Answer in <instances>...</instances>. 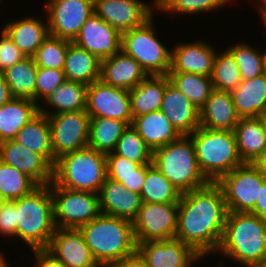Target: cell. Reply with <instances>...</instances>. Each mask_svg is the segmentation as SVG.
Masks as SVG:
<instances>
[{"mask_svg": "<svg viewBox=\"0 0 266 267\" xmlns=\"http://www.w3.org/2000/svg\"><path fill=\"white\" fill-rule=\"evenodd\" d=\"M228 210L217 183L181 194L175 238L205 257L220 246ZM212 251V252H211Z\"/></svg>", "mask_w": 266, "mask_h": 267, "instance_id": "cell-1", "label": "cell"}, {"mask_svg": "<svg viewBox=\"0 0 266 267\" xmlns=\"http://www.w3.org/2000/svg\"><path fill=\"white\" fill-rule=\"evenodd\" d=\"M100 267L115 266L137 251L132 221L100 213L78 228Z\"/></svg>", "mask_w": 266, "mask_h": 267, "instance_id": "cell-2", "label": "cell"}, {"mask_svg": "<svg viewBox=\"0 0 266 267\" xmlns=\"http://www.w3.org/2000/svg\"><path fill=\"white\" fill-rule=\"evenodd\" d=\"M217 251L252 267L266 257V220L250 212H228Z\"/></svg>", "mask_w": 266, "mask_h": 267, "instance_id": "cell-3", "label": "cell"}, {"mask_svg": "<svg viewBox=\"0 0 266 267\" xmlns=\"http://www.w3.org/2000/svg\"><path fill=\"white\" fill-rule=\"evenodd\" d=\"M16 203V237L32 250L47 249L55 233L53 199L50 184L39 185Z\"/></svg>", "mask_w": 266, "mask_h": 267, "instance_id": "cell-4", "label": "cell"}, {"mask_svg": "<svg viewBox=\"0 0 266 267\" xmlns=\"http://www.w3.org/2000/svg\"><path fill=\"white\" fill-rule=\"evenodd\" d=\"M189 136L195 148L198 167L208 182L217 183L243 164L237 151L234 131L200 126Z\"/></svg>", "mask_w": 266, "mask_h": 267, "instance_id": "cell-5", "label": "cell"}, {"mask_svg": "<svg viewBox=\"0 0 266 267\" xmlns=\"http://www.w3.org/2000/svg\"><path fill=\"white\" fill-rule=\"evenodd\" d=\"M106 178V154L89 146L60 156L53 167V182L71 190L98 194Z\"/></svg>", "mask_w": 266, "mask_h": 267, "instance_id": "cell-6", "label": "cell"}, {"mask_svg": "<svg viewBox=\"0 0 266 267\" xmlns=\"http://www.w3.org/2000/svg\"><path fill=\"white\" fill-rule=\"evenodd\" d=\"M154 165L182 194L199 189L209 182L201 173L195 148L189 135H181L152 152Z\"/></svg>", "mask_w": 266, "mask_h": 267, "instance_id": "cell-7", "label": "cell"}, {"mask_svg": "<svg viewBox=\"0 0 266 267\" xmlns=\"http://www.w3.org/2000/svg\"><path fill=\"white\" fill-rule=\"evenodd\" d=\"M152 20L121 33V50L135 59L147 75H167L172 52L155 37Z\"/></svg>", "mask_w": 266, "mask_h": 267, "instance_id": "cell-8", "label": "cell"}, {"mask_svg": "<svg viewBox=\"0 0 266 267\" xmlns=\"http://www.w3.org/2000/svg\"><path fill=\"white\" fill-rule=\"evenodd\" d=\"M56 228H75L89 223L101 212L95 192L77 191L50 183Z\"/></svg>", "mask_w": 266, "mask_h": 267, "instance_id": "cell-9", "label": "cell"}, {"mask_svg": "<svg viewBox=\"0 0 266 267\" xmlns=\"http://www.w3.org/2000/svg\"><path fill=\"white\" fill-rule=\"evenodd\" d=\"M264 180L251 163H243L223 176L217 184L223 191L228 212H251Z\"/></svg>", "mask_w": 266, "mask_h": 267, "instance_id": "cell-10", "label": "cell"}, {"mask_svg": "<svg viewBox=\"0 0 266 267\" xmlns=\"http://www.w3.org/2000/svg\"><path fill=\"white\" fill-rule=\"evenodd\" d=\"M178 221V202H142L132 221L136 243L163 241L175 238Z\"/></svg>", "mask_w": 266, "mask_h": 267, "instance_id": "cell-11", "label": "cell"}, {"mask_svg": "<svg viewBox=\"0 0 266 267\" xmlns=\"http://www.w3.org/2000/svg\"><path fill=\"white\" fill-rule=\"evenodd\" d=\"M51 130V146L56 159L88 146L90 115L86 110L47 115Z\"/></svg>", "mask_w": 266, "mask_h": 267, "instance_id": "cell-12", "label": "cell"}, {"mask_svg": "<svg viewBox=\"0 0 266 267\" xmlns=\"http://www.w3.org/2000/svg\"><path fill=\"white\" fill-rule=\"evenodd\" d=\"M45 8L50 36L73 42L94 13V0H50Z\"/></svg>", "mask_w": 266, "mask_h": 267, "instance_id": "cell-13", "label": "cell"}, {"mask_svg": "<svg viewBox=\"0 0 266 267\" xmlns=\"http://www.w3.org/2000/svg\"><path fill=\"white\" fill-rule=\"evenodd\" d=\"M86 112L90 117L117 119L131 125L130 92L95 81L87 87Z\"/></svg>", "mask_w": 266, "mask_h": 267, "instance_id": "cell-14", "label": "cell"}, {"mask_svg": "<svg viewBox=\"0 0 266 267\" xmlns=\"http://www.w3.org/2000/svg\"><path fill=\"white\" fill-rule=\"evenodd\" d=\"M153 8L140 0H94V12L120 33L142 26Z\"/></svg>", "mask_w": 266, "mask_h": 267, "instance_id": "cell-15", "label": "cell"}, {"mask_svg": "<svg viewBox=\"0 0 266 267\" xmlns=\"http://www.w3.org/2000/svg\"><path fill=\"white\" fill-rule=\"evenodd\" d=\"M73 42L102 61L121 50V33L94 12Z\"/></svg>", "mask_w": 266, "mask_h": 267, "instance_id": "cell-16", "label": "cell"}, {"mask_svg": "<svg viewBox=\"0 0 266 267\" xmlns=\"http://www.w3.org/2000/svg\"><path fill=\"white\" fill-rule=\"evenodd\" d=\"M0 161L23 172L38 185H48L53 181V166L42 155L14 139L0 142Z\"/></svg>", "mask_w": 266, "mask_h": 267, "instance_id": "cell-17", "label": "cell"}, {"mask_svg": "<svg viewBox=\"0 0 266 267\" xmlns=\"http://www.w3.org/2000/svg\"><path fill=\"white\" fill-rule=\"evenodd\" d=\"M137 251L149 267H191V264L203 259L189 245L176 238L138 243Z\"/></svg>", "mask_w": 266, "mask_h": 267, "instance_id": "cell-18", "label": "cell"}, {"mask_svg": "<svg viewBox=\"0 0 266 267\" xmlns=\"http://www.w3.org/2000/svg\"><path fill=\"white\" fill-rule=\"evenodd\" d=\"M47 250L66 267H100L79 229L56 228Z\"/></svg>", "mask_w": 266, "mask_h": 267, "instance_id": "cell-19", "label": "cell"}, {"mask_svg": "<svg viewBox=\"0 0 266 267\" xmlns=\"http://www.w3.org/2000/svg\"><path fill=\"white\" fill-rule=\"evenodd\" d=\"M160 111L181 135H190L200 127V110L169 82L167 75Z\"/></svg>", "mask_w": 266, "mask_h": 267, "instance_id": "cell-20", "label": "cell"}, {"mask_svg": "<svg viewBox=\"0 0 266 267\" xmlns=\"http://www.w3.org/2000/svg\"><path fill=\"white\" fill-rule=\"evenodd\" d=\"M102 214L133 221L141 207L140 194L126 190L120 182L106 178L98 193Z\"/></svg>", "mask_w": 266, "mask_h": 267, "instance_id": "cell-21", "label": "cell"}, {"mask_svg": "<svg viewBox=\"0 0 266 267\" xmlns=\"http://www.w3.org/2000/svg\"><path fill=\"white\" fill-rule=\"evenodd\" d=\"M175 48V49H174ZM173 48L169 72H186L211 77L216 52L204 41L180 43Z\"/></svg>", "mask_w": 266, "mask_h": 267, "instance_id": "cell-22", "label": "cell"}, {"mask_svg": "<svg viewBox=\"0 0 266 267\" xmlns=\"http://www.w3.org/2000/svg\"><path fill=\"white\" fill-rule=\"evenodd\" d=\"M147 76L140 64L122 50L101 61L100 80L113 87L130 90Z\"/></svg>", "mask_w": 266, "mask_h": 267, "instance_id": "cell-23", "label": "cell"}, {"mask_svg": "<svg viewBox=\"0 0 266 267\" xmlns=\"http://www.w3.org/2000/svg\"><path fill=\"white\" fill-rule=\"evenodd\" d=\"M239 119L229 91L214 89L200 109V126L206 129L234 131Z\"/></svg>", "mask_w": 266, "mask_h": 267, "instance_id": "cell-24", "label": "cell"}, {"mask_svg": "<svg viewBox=\"0 0 266 267\" xmlns=\"http://www.w3.org/2000/svg\"><path fill=\"white\" fill-rule=\"evenodd\" d=\"M230 94L240 118L262 117L266 114L265 73L251 80H242Z\"/></svg>", "mask_w": 266, "mask_h": 267, "instance_id": "cell-25", "label": "cell"}, {"mask_svg": "<svg viewBox=\"0 0 266 267\" xmlns=\"http://www.w3.org/2000/svg\"><path fill=\"white\" fill-rule=\"evenodd\" d=\"M234 133L243 163H252L266 150V125L262 117L240 118Z\"/></svg>", "mask_w": 266, "mask_h": 267, "instance_id": "cell-26", "label": "cell"}, {"mask_svg": "<svg viewBox=\"0 0 266 267\" xmlns=\"http://www.w3.org/2000/svg\"><path fill=\"white\" fill-rule=\"evenodd\" d=\"M131 126L152 152L181 136L160 110L133 118Z\"/></svg>", "mask_w": 266, "mask_h": 267, "instance_id": "cell-27", "label": "cell"}, {"mask_svg": "<svg viewBox=\"0 0 266 267\" xmlns=\"http://www.w3.org/2000/svg\"><path fill=\"white\" fill-rule=\"evenodd\" d=\"M101 60L69 41L63 72L66 80L89 86L100 80Z\"/></svg>", "mask_w": 266, "mask_h": 267, "instance_id": "cell-28", "label": "cell"}, {"mask_svg": "<svg viewBox=\"0 0 266 267\" xmlns=\"http://www.w3.org/2000/svg\"><path fill=\"white\" fill-rule=\"evenodd\" d=\"M37 18H24L4 25L3 30L14 44L26 55L33 57L43 41L50 35L48 22Z\"/></svg>", "mask_w": 266, "mask_h": 267, "instance_id": "cell-29", "label": "cell"}, {"mask_svg": "<svg viewBox=\"0 0 266 267\" xmlns=\"http://www.w3.org/2000/svg\"><path fill=\"white\" fill-rule=\"evenodd\" d=\"M166 87V75H148L131 88L130 106L132 117L159 111Z\"/></svg>", "mask_w": 266, "mask_h": 267, "instance_id": "cell-30", "label": "cell"}, {"mask_svg": "<svg viewBox=\"0 0 266 267\" xmlns=\"http://www.w3.org/2000/svg\"><path fill=\"white\" fill-rule=\"evenodd\" d=\"M39 113L32 99L12 98L0 107V142L14 139L17 132Z\"/></svg>", "mask_w": 266, "mask_h": 267, "instance_id": "cell-31", "label": "cell"}, {"mask_svg": "<svg viewBox=\"0 0 266 267\" xmlns=\"http://www.w3.org/2000/svg\"><path fill=\"white\" fill-rule=\"evenodd\" d=\"M14 140L27 149L42 155L54 167L57 159L53 155L47 115L39 112L17 132Z\"/></svg>", "mask_w": 266, "mask_h": 267, "instance_id": "cell-32", "label": "cell"}, {"mask_svg": "<svg viewBox=\"0 0 266 267\" xmlns=\"http://www.w3.org/2000/svg\"><path fill=\"white\" fill-rule=\"evenodd\" d=\"M13 98L32 99L35 102L38 67L33 57H26L3 72Z\"/></svg>", "mask_w": 266, "mask_h": 267, "instance_id": "cell-33", "label": "cell"}, {"mask_svg": "<svg viewBox=\"0 0 266 267\" xmlns=\"http://www.w3.org/2000/svg\"><path fill=\"white\" fill-rule=\"evenodd\" d=\"M87 85L65 80L44 100L49 106L56 108L53 113L39 106V112L45 115L61 112L86 110Z\"/></svg>", "mask_w": 266, "mask_h": 267, "instance_id": "cell-34", "label": "cell"}, {"mask_svg": "<svg viewBox=\"0 0 266 267\" xmlns=\"http://www.w3.org/2000/svg\"><path fill=\"white\" fill-rule=\"evenodd\" d=\"M127 127L126 122L117 119L90 117L88 146L97 152L111 153Z\"/></svg>", "mask_w": 266, "mask_h": 267, "instance_id": "cell-35", "label": "cell"}, {"mask_svg": "<svg viewBox=\"0 0 266 267\" xmlns=\"http://www.w3.org/2000/svg\"><path fill=\"white\" fill-rule=\"evenodd\" d=\"M140 196L142 202L172 203L179 202L181 193L151 163L146 164V177L141 189Z\"/></svg>", "mask_w": 266, "mask_h": 267, "instance_id": "cell-36", "label": "cell"}, {"mask_svg": "<svg viewBox=\"0 0 266 267\" xmlns=\"http://www.w3.org/2000/svg\"><path fill=\"white\" fill-rule=\"evenodd\" d=\"M169 82L186 95L200 110L214 90L211 77L186 73L168 72Z\"/></svg>", "mask_w": 266, "mask_h": 267, "instance_id": "cell-37", "label": "cell"}, {"mask_svg": "<svg viewBox=\"0 0 266 267\" xmlns=\"http://www.w3.org/2000/svg\"><path fill=\"white\" fill-rule=\"evenodd\" d=\"M39 185L15 167L0 161V193L8 200L14 201L28 195Z\"/></svg>", "mask_w": 266, "mask_h": 267, "instance_id": "cell-38", "label": "cell"}, {"mask_svg": "<svg viewBox=\"0 0 266 267\" xmlns=\"http://www.w3.org/2000/svg\"><path fill=\"white\" fill-rule=\"evenodd\" d=\"M213 87L220 91H232L242 81L239 67L233 55L226 49L223 53H216L211 75Z\"/></svg>", "mask_w": 266, "mask_h": 267, "instance_id": "cell-39", "label": "cell"}, {"mask_svg": "<svg viewBox=\"0 0 266 267\" xmlns=\"http://www.w3.org/2000/svg\"><path fill=\"white\" fill-rule=\"evenodd\" d=\"M113 153L140 165L152 163V151L131 125L123 131Z\"/></svg>", "mask_w": 266, "mask_h": 267, "instance_id": "cell-40", "label": "cell"}, {"mask_svg": "<svg viewBox=\"0 0 266 267\" xmlns=\"http://www.w3.org/2000/svg\"><path fill=\"white\" fill-rule=\"evenodd\" d=\"M69 41L48 36L33 56L37 67L63 70Z\"/></svg>", "mask_w": 266, "mask_h": 267, "instance_id": "cell-41", "label": "cell"}, {"mask_svg": "<svg viewBox=\"0 0 266 267\" xmlns=\"http://www.w3.org/2000/svg\"><path fill=\"white\" fill-rule=\"evenodd\" d=\"M234 57L242 80H251L264 74L262 52L247 43H238L227 49Z\"/></svg>", "mask_w": 266, "mask_h": 267, "instance_id": "cell-42", "label": "cell"}, {"mask_svg": "<svg viewBox=\"0 0 266 267\" xmlns=\"http://www.w3.org/2000/svg\"><path fill=\"white\" fill-rule=\"evenodd\" d=\"M154 7L161 12L197 14L201 12L217 9L232 0H154Z\"/></svg>", "mask_w": 266, "mask_h": 267, "instance_id": "cell-43", "label": "cell"}, {"mask_svg": "<svg viewBox=\"0 0 266 267\" xmlns=\"http://www.w3.org/2000/svg\"><path fill=\"white\" fill-rule=\"evenodd\" d=\"M66 80L63 70L55 68H41L38 67V73L36 77V89H35V103L45 99L50 93H52L58 86H60Z\"/></svg>", "mask_w": 266, "mask_h": 267, "instance_id": "cell-44", "label": "cell"}, {"mask_svg": "<svg viewBox=\"0 0 266 267\" xmlns=\"http://www.w3.org/2000/svg\"><path fill=\"white\" fill-rule=\"evenodd\" d=\"M106 162L107 178L120 183L121 177H128L136 173V169L140 166L139 163L132 162L113 152L106 154Z\"/></svg>", "mask_w": 266, "mask_h": 267, "instance_id": "cell-45", "label": "cell"}, {"mask_svg": "<svg viewBox=\"0 0 266 267\" xmlns=\"http://www.w3.org/2000/svg\"><path fill=\"white\" fill-rule=\"evenodd\" d=\"M0 36V72H3L26 58V55L14 44L3 29Z\"/></svg>", "mask_w": 266, "mask_h": 267, "instance_id": "cell-46", "label": "cell"}, {"mask_svg": "<svg viewBox=\"0 0 266 267\" xmlns=\"http://www.w3.org/2000/svg\"><path fill=\"white\" fill-rule=\"evenodd\" d=\"M16 203L14 201H7V203L0 210V234L3 236H15L16 238Z\"/></svg>", "mask_w": 266, "mask_h": 267, "instance_id": "cell-47", "label": "cell"}, {"mask_svg": "<svg viewBox=\"0 0 266 267\" xmlns=\"http://www.w3.org/2000/svg\"><path fill=\"white\" fill-rule=\"evenodd\" d=\"M145 177L146 164H143L136 169V173L129 175L128 177H121V184L126 190H131L140 194L145 181Z\"/></svg>", "mask_w": 266, "mask_h": 267, "instance_id": "cell-48", "label": "cell"}, {"mask_svg": "<svg viewBox=\"0 0 266 267\" xmlns=\"http://www.w3.org/2000/svg\"><path fill=\"white\" fill-rule=\"evenodd\" d=\"M33 253L37 259L35 267H66L47 249H34Z\"/></svg>", "mask_w": 266, "mask_h": 267, "instance_id": "cell-49", "label": "cell"}, {"mask_svg": "<svg viewBox=\"0 0 266 267\" xmlns=\"http://www.w3.org/2000/svg\"><path fill=\"white\" fill-rule=\"evenodd\" d=\"M266 220V179L259 187V199L255 203L254 209L250 212Z\"/></svg>", "mask_w": 266, "mask_h": 267, "instance_id": "cell-50", "label": "cell"}, {"mask_svg": "<svg viewBox=\"0 0 266 267\" xmlns=\"http://www.w3.org/2000/svg\"><path fill=\"white\" fill-rule=\"evenodd\" d=\"M114 267H149L142 255L136 251L119 261Z\"/></svg>", "mask_w": 266, "mask_h": 267, "instance_id": "cell-51", "label": "cell"}, {"mask_svg": "<svg viewBox=\"0 0 266 267\" xmlns=\"http://www.w3.org/2000/svg\"><path fill=\"white\" fill-rule=\"evenodd\" d=\"M13 97L10 94V88L5 81L4 75L0 72V107L10 101Z\"/></svg>", "mask_w": 266, "mask_h": 267, "instance_id": "cell-52", "label": "cell"}, {"mask_svg": "<svg viewBox=\"0 0 266 267\" xmlns=\"http://www.w3.org/2000/svg\"><path fill=\"white\" fill-rule=\"evenodd\" d=\"M266 179V150L251 163Z\"/></svg>", "mask_w": 266, "mask_h": 267, "instance_id": "cell-53", "label": "cell"}, {"mask_svg": "<svg viewBox=\"0 0 266 267\" xmlns=\"http://www.w3.org/2000/svg\"><path fill=\"white\" fill-rule=\"evenodd\" d=\"M260 2V3H259ZM260 4V5H259ZM258 5H259V11H260V15H261V19H266V0H259L258 1Z\"/></svg>", "mask_w": 266, "mask_h": 267, "instance_id": "cell-54", "label": "cell"}, {"mask_svg": "<svg viewBox=\"0 0 266 267\" xmlns=\"http://www.w3.org/2000/svg\"><path fill=\"white\" fill-rule=\"evenodd\" d=\"M252 267H266V257H264L261 261L253 265Z\"/></svg>", "mask_w": 266, "mask_h": 267, "instance_id": "cell-55", "label": "cell"}, {"mask_svg": "<svg viewBox=\"0 0 266 267\" xmlns=\"http://www.w3.org/2000/svg\"><path fill=\"white\" fill-rule=\"evenodd\" d=\"M7 199L0 193V210L7 203Z\"/></svg>", "mask_w": 266, "mask_h": 267, "instance_id": "cell-56", "label": "cell"}, {"mask_svg": "<svg viewBox=\"0 0 266 267\" xmlns=\"http://www.w3.org/2000/svg\"><path fill=\"white\" fill-rule=\"evenodd\" d=\"M6 258L3 253L0 254V267H2L6 263Z\"/></svg>", "mask_w": 266, "mask_h": 267, "instance_id": "cell-57", "label": "cell"}, {"mask_svg": "<svg viewBox=\"0 0 266 267\" xmlns=\"http://www.w3.org/2000/svg\"><path fill=\"white\" fill-rule=\"evenodd\" d=\"M262 58H263V69H264V73L266 74V52L262 54Z\"/></svg>", "mask_w": 266, "mask_h": 267, "instance_id": "cell-58", "label": "cell"}, {"mask_svg": "<svg viewBox=\"0 0 266 267\" xmlns=\"http://www.w3.org/2000/svg\"><path fill=\"white\" fill-rule=\"evenodd\" d=\"M264 122H265V125H266V114L264 116H262Z\"/></svg>", "mask_w": 266, "mask_h": 267, "instance_id": "cell-59", "label": "cell"}, {"mask_svg": "<svg viewBox=\"0 0 266 267\" xmlns=\"http://www.w3.org/2000/svg\"><path fill=\"white\" fill-rule=\"evenodd\" d=\"M10 265H9V263H5L2 267H9Z\"/></svg>", "mask_w": 266, "mask_h": 267, "instance_id": "cell-60", "label": "cell"}, {"mask_svg": "<svg viewBox=\"0 0 266 267\" xmlns=\"http://www.w3.org/2000/svg\"><path fill=\"white\" fill-rule=\"evenodd\" d=\"M262 21L264 22V25H265V27H266V19H263Z\"/></svg>", "mask_w": 266, "mask_h": 267, "instance_id": "cell-61", "label": "cell"}]
</instances>
